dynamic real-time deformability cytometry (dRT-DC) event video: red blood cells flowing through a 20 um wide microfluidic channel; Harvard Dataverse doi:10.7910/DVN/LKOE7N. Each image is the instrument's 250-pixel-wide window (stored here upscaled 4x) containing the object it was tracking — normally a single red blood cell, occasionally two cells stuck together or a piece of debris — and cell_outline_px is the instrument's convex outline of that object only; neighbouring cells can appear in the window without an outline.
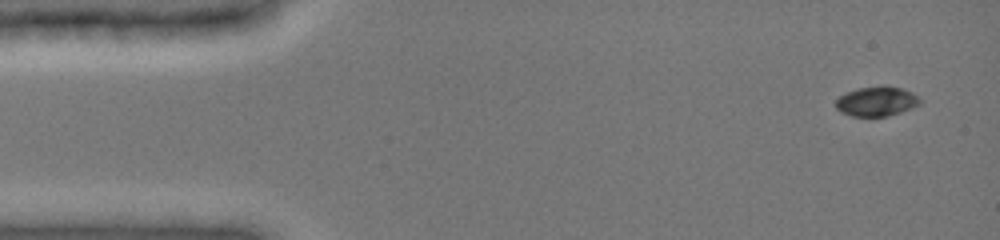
{"species": "common noctule bat (a hibernating species)", "species_latin": "Nyctalus noctula", "temperature_condition": "cold", "stored_images_in_passage": 5, "camera_frame_rate_fps": 3000, "um_per_image_px": 0.085, "animal": {"sex": "female", "body_mass_g": 19.0, "forearm_length_mm": 51.5}, "frame": {"image": 1, "passage_image": 1, "time_ms": 0.0, "image_size_px": [1000, 240], "cell_outline_px": [[920, 104], [900, 112], [888, 116], [852, 116], [840, 112], [836, 108], [836, 100], [840, 96], [856, 88], [884, 84], [900, 88], [912, 92], [920, 100]], "centroid_in_image_um": [74.49, 8.6], "position_along_channel_um": 10.5, "area_um2": 14.57}}
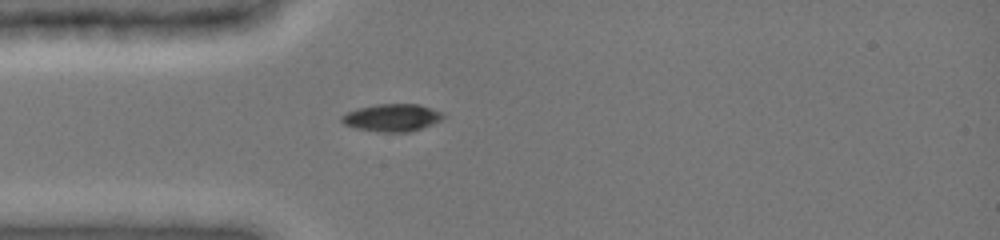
{"frame": {"image": 2, "passage_image": 5, "time_ms": 3.667, "image_size_px": [1000, 240], "cell_outline_px": [[444, 116], [440, 120], [432, 124], [408, 132], [376, 132], [356, 128], [344, 124], [340, 120], [340, 116], [356, 108], [376, 104], [416, 104], [444, 112]], "centroid_in_image_um": [33.28, 10.0], "position_along_channel_um": 51.7, "area_um2": 16.24}}